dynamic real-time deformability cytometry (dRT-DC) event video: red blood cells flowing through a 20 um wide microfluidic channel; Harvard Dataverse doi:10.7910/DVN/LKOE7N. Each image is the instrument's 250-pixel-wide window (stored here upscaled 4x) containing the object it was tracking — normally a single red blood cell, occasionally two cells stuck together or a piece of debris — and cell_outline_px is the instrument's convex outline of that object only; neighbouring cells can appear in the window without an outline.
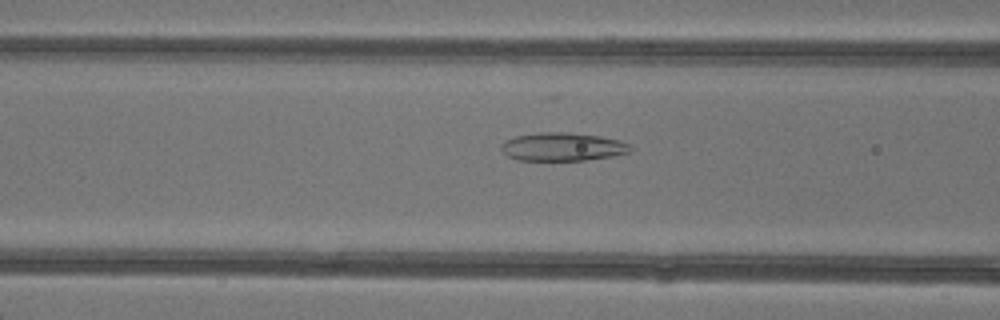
{"species": "common noctule bat (a hibernating species)", "species_latin": "Nyctalus noctula", "temperature_condition": "warm", "stored_images_in_passage": 6, "camera_frame_rate_fps": 3000, "um_per_image_px": 0.085, "animal": {"sex": "female"}, "frame": {"image": 1, "passage_image": 6, "time_ms": 7.0, "image_size_px": [1000, 320], "cell_outline_px": [[632, 148], [628, 152], [612, 156], [584, 160], [516, 160], [508, 156], [500, 148], [500, 144], [504, 140], [516, 136], [540, 132], [568, 132], [600, 136], [620, 140], [628, 144]], "centroid_in_image_um": [47.78, 12.47], "position_along_channel_um": 118.8, "area_um2": 21.27}}